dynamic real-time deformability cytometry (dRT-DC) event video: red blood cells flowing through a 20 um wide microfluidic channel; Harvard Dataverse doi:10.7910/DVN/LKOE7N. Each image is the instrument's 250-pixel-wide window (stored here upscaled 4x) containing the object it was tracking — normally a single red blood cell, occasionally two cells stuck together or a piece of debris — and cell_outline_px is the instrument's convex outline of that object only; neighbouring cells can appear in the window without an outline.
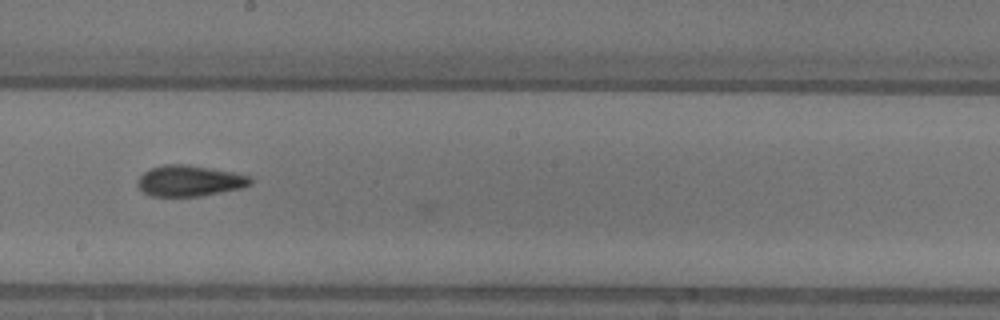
{"species": "common noctule bat (a hibernating species)", "species_latin": "Nyctalus noctula", "temperature_condition": "warm", "stored_images_in_passage": 22, "camera_frame_rate_fps": 3000, "um_per_image_px": 0.085, "animal": {"sex": "female"}, "frame": {"image": 1, "passage_image": 21, "time_ms": 6.667, "image_size_px": [1000, 320], "cell_outline_px": [[252, 184], [240, 188], [200, 196], [152, 196], [144, 192], [136, 184], [136, 180], [144, 172], [152, 168], [164, 164], [188, 164], [232, 172], [252, 176]], "centroid_in_image_um": [16.1, 15.36], "position_along_channel_um": 232.1, "area_um2": 20.29}}